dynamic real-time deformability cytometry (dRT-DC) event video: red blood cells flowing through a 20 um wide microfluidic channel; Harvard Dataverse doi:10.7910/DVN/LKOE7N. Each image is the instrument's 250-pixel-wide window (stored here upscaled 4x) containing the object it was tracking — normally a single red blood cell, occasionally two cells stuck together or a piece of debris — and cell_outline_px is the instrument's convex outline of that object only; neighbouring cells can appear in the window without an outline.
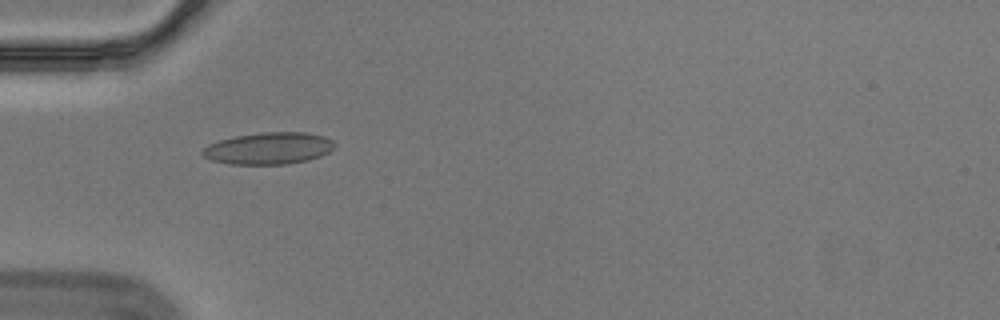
{"species": "Egyptian fruit bat (a non-hibernating species)", "species_latin": "Rousettus aegyptiacus", "temperature_condition": "cold", "stored_images_in_passage": 40, "camera_frame_rate_fps": 3000, "um_per_image_px": 0.085, "animal": {"sex": "male"}, "frame": {"image": 1, "passage_image": 1, "time_ms": 0.0, "image_size_px": [1000, 320], "cell_outline_px": [[336, 144], [328, 152], [320, 156], [308, 160], [288, 164], [228, 164], [212, 160], [204, 156], [200, 152], [208, 144], [220, 140], [236, 136], [260, 132], [308, 132], [324, 136], [332, 140]], "centroid_in_image_um": [22.84, 12.6], "position_along_channel_um": 62.2, "area_um2": 24.57}}
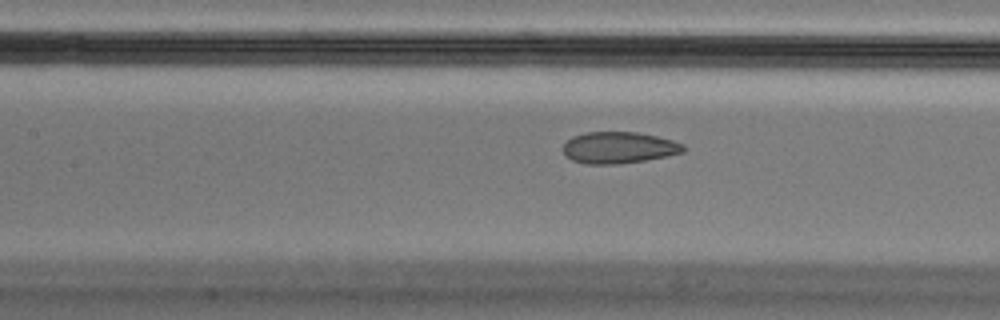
{"frame": {"image": 2, "passage_image": 9, "time_ms": 2.667, "image_size_px": [1000, 320], "cell_outline_px": [[688, 148], [684, 152], [644, 160], [616, 164], [584, 164], [572, 160], [564, 156], [564, 144], [572, 136], [584, 132], [636, 132], [656, 136], [672, 140], [684, 144]], "centroid_in_image_um": [52.59, 12.54], "position_along_channel_um": 154.8, "area_um2": 22.14}}
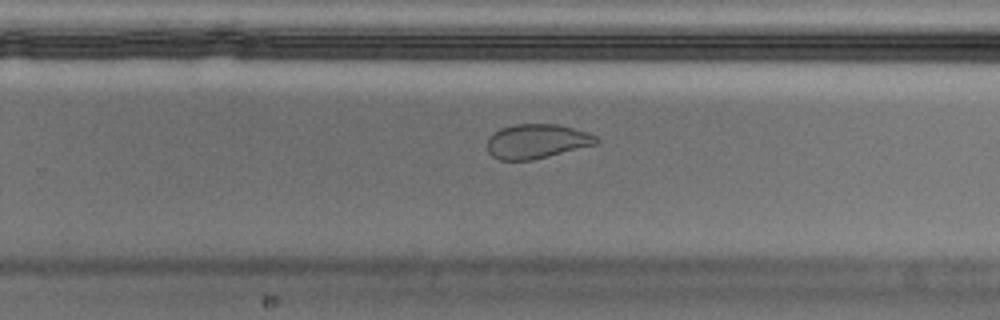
{"frame": {"image": 3, "passage_image": 20, "time_ms": 6.333, "image_size_px": [1000, 320], "cell_outline_px": [[600, 144], [532, 160], [500, 160], [492, 156], [488, 152], [488, 136], [492, 132], [500, 128], [516, 124], [556, 124], [588, 132], [596, 136], [600, 140]], "centroid_in_image_um": [45.64, 12.01], "position_along_channel_um": 284.2, "area_um2": 22.14}, "authors_computed_cell_mechanics": {"area_um2": 23.4379, "velocity_mm_per_s": 3.5416, "shape_relaxation_time_tau1_ms": null, "shape_relaxation_time_tau2_ms": 1.0573, "deformation_change_tau1": null, "deformation_change_tau2": 0.0557}}